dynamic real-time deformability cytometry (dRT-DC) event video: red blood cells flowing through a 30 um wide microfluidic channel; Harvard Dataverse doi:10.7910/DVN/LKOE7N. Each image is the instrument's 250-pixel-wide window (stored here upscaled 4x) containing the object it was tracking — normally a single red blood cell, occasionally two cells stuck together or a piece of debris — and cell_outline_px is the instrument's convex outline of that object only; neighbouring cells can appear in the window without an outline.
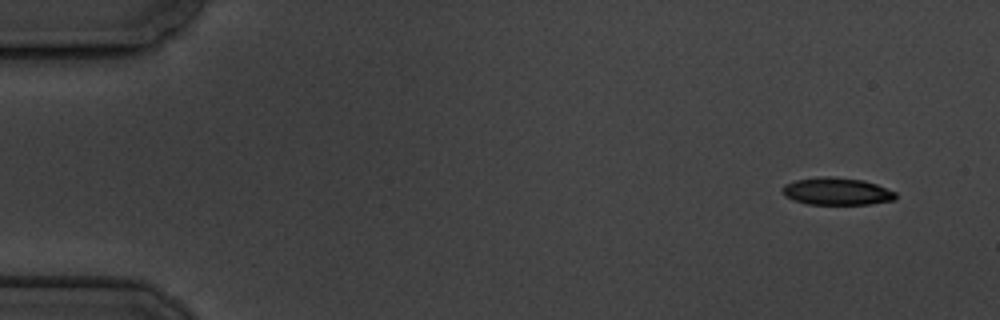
{"species": "common noctule bat (a hibernating species)", "species_latin": "Nyctalus noctula", "temperature_condition": "cold", "stored_images_in_passage": 6, "camera_frame_rate_fps": 3000, "um_per_image_px": 0.085, "animal": {"sex": "male", "body_mass_g": 19.5, "forearm_length_mm": 54.6}, "frame": {"image": 1, "passage_image": 1, "time_ms": 0.0, "image_size_px": [1000, 320], "cell_outline_px": [[896, 200], [872, 204], [808, 204], [784, 196], [780, 192], [780, 188], [784, 184], [796, 180], [820, 176], [828, 176], [864, 180], [876, 184], [896, 192]], "centroid_in_image_um": [71.11, 16.26], "position_along_channel_um": 13.9, "area_um2": 18.21}}
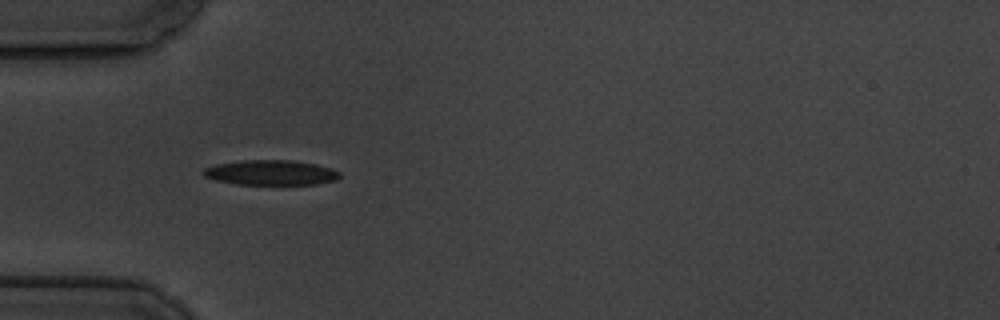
{"frame": {"image": 2, "passage_image": 5, "time_ms": 4.667, "image_size_px": [1000, 320], "cell_outline_px": [[340, 176], [336, 180], [316, 184], [236, 184], [216, 180], [204, 176], [204, 168], [216, 164], [240, 160], [292, 160], [316, 164], [332, 168], [340, 172]], "centroid_in_image_um": [23.04, 14.66], "position_along_channel_um": 62.0, "area_um2": 19.83}}
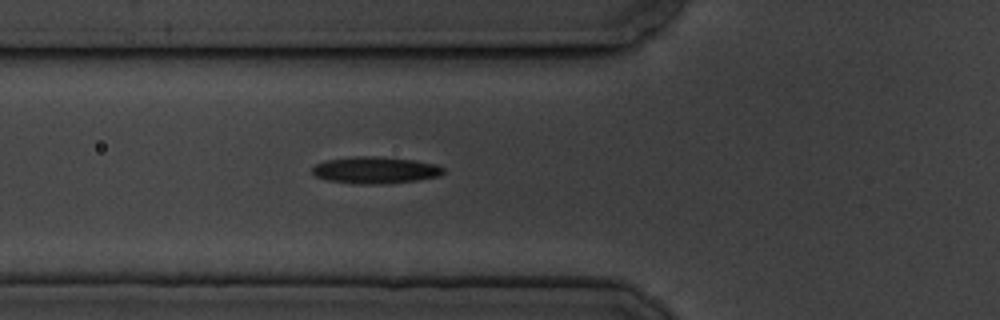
{"frame": {"image": 3, "passage_image": 6, "time_ms": 5.667, "image_size_px": [1000, 320], "cell_outline_px": [[444, 172], [440, 176], [416, 180], [380, 184], [352, 184], [328, 180], [316, 176], [312, 172], [312, 168], [316, 164], [324, 160], [352, 156], [376, 156], [416, 160], [436, 164], [444, 168]], "centroid_in_image_um": [31.89, 14.45], "position_along_channel_um": 93.9, "area_um2": 20.63}}